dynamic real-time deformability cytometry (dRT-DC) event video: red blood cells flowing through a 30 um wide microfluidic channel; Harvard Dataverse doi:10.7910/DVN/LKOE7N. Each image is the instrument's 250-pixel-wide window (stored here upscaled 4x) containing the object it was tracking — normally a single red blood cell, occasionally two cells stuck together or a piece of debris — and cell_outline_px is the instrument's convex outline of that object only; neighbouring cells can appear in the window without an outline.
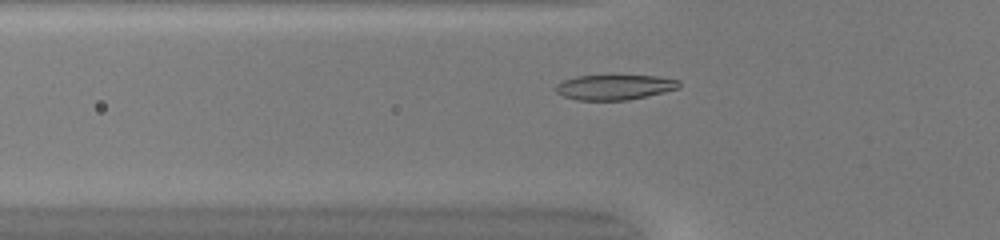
{"species": "common noctule bat (a hibernating species)", "species_latin": "Nyctalus noctula", "temperature_condition": "warm", "stored_images_in_passage": 34, "camera_frame_rate_fps": 3000, "um_per_image_px": 0.085, "animal": {"sex": "female", "body_mass_g": 20.0, "forearm_length_mm": 54.0}, "frame": {"image": 1, "passage_image": 2, "time_ms": 0.333, "image_size_px": [1000, 240], "cell_outline_px": [[680, 88], [664, 92], [628, 100], [576, 100], [564, 96], [556, 92], [556, 84], [564, 80], [576, 76], [656, 76], [680, 80]], "centroid_in_image_um": [52.25, 7.41], "position_along_channel_um": 73.6, "area_um2": 17.92}}
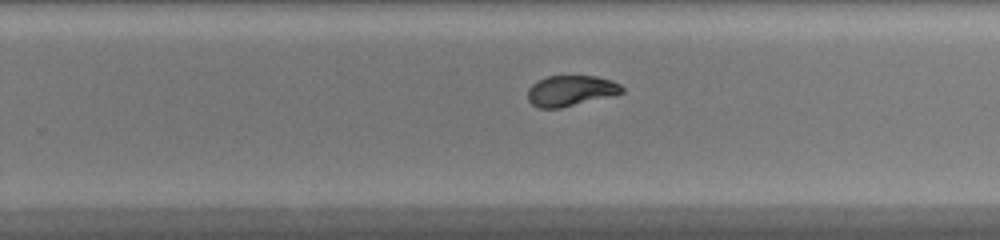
{"frame": {"image": 2, "passage_image": 17, "time_ms": 5.333, "image_size_px": [1000, 240], "cell_outline_px": [[624, 92], [612, 96], [560, 108], [540, 108], [532, 104], [528, 100], [528, 88], [536, 80], [548, 76], [596, 76], [612, 80], [620, 84], [624, 88]], "centroid_in_image_um": [48.52, 7.71], "position_along_channel_um": 281.3, "area_um2": 16.94}}
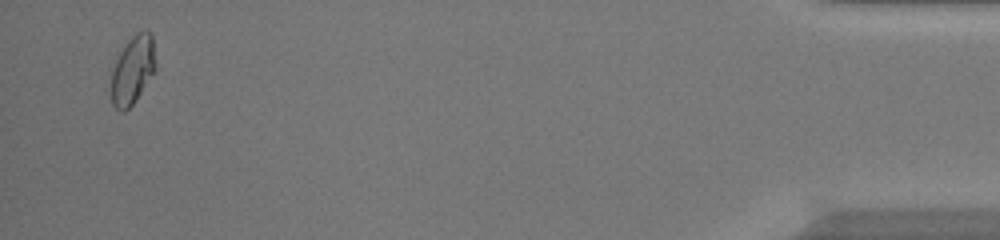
{"frame": {"image": 3, "passage_image": 33, "time_ms": 10.667, "image_size_px": [1000, 240], "cell_outline_px": [[156, 72], [132, 104], [124, 112], [120, 112], [112, 104], [112, 68], [120, 52], [128, 40], [136, 32], [144, 28], [152, 32], [156, 64]], "centroid_in_image_um": [11.32, 5.9], "position_along_channel_um": 423.9, "area_um2": 17.92}, "authors_computed_cell_mechanics": {"area_um2": 17.4556, "velocity_mm_per_s": 4.1629, "shape_relaxation_time_tau1_ms": 5.4975, "shape_relaxation_time_tau2_ms": null, "deformation_change_tau1": 0.1985, "deformation_change_tau2": null}}